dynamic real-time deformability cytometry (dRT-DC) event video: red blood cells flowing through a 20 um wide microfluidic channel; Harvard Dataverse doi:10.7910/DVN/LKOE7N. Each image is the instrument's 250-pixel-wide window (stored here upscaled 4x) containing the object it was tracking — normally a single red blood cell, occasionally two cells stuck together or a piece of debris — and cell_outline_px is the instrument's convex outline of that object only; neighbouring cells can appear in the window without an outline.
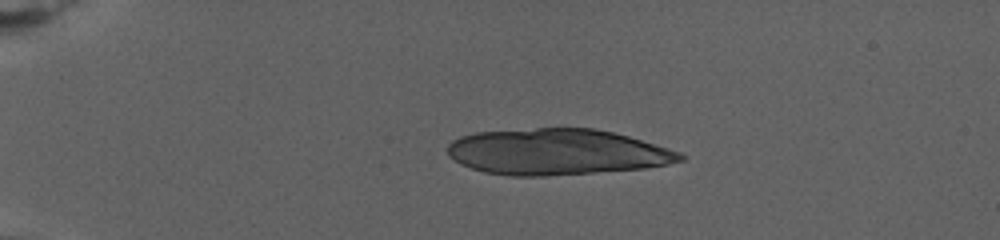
{"species": "human", "species_latin": "Homo sapiens", "temperature_condition": "warm", "stored_images_in_passage": 8, "camera_frame_rate_fps": 3000, "um_per_image_px": 0.085, "donor": {"sex": "female"}, "frame": {"image": 1, "passage_image": 1, "time_ms": 0.0, "image_size_px": [1000, 240], "cell_outline_px": [[684, 160], [668, 164], [644, 168], [544, 176], [512, 176], [484, 172], [460, 164], [448, 156], [448, 144], [452, 140], [460, 136], [476, 132], [536, 128], [596, 128], [628, 136], [668, 148], [680, 152], [684, 156]], "centroid_in_image_um": [47.3, 12.91], "position_along_channel_um": 37.7, "area_um2": 62.25}}